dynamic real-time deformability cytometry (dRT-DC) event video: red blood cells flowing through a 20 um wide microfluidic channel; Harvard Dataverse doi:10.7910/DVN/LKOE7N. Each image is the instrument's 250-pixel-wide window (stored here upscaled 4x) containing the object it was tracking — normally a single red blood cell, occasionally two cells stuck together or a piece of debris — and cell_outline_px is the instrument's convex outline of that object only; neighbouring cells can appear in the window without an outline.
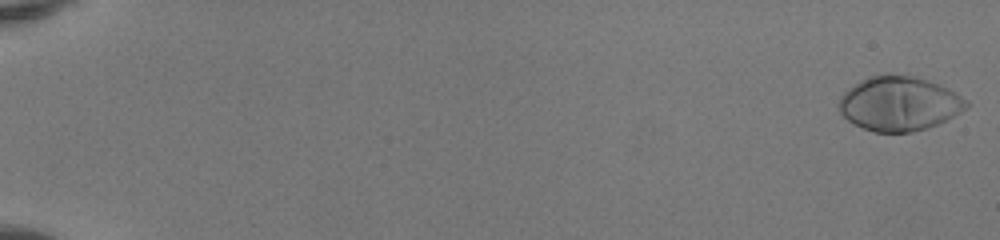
{"species": "human", "species_latin": "Homo sapiens", "temperature_condition": "room temperature", "stored_images_in_passage": 12, "camera_frame_rate_fps": 3000, "um_per_image_px": 0.085, "donor": {"sex": "female"}, "frame": {"image": 1, "passage_image": 1, "time_ms": 0.0, "image_size_px": [1000, 240], "cell_outline_px": [[968, 108], [928, 128], [912, 132], [876, 132], [864, 128], [848, 120], [840, 112], [840, 96], [848, 88], [860, 80], [868, 76], [884, 72], [916, 76], [928, 80], [948, 88], [956, 92], [968, 100]], "centroid_in_image_um": [76.44, 8.77], "position_along_channel_um": 8.6, "area_um2": 40.58}}